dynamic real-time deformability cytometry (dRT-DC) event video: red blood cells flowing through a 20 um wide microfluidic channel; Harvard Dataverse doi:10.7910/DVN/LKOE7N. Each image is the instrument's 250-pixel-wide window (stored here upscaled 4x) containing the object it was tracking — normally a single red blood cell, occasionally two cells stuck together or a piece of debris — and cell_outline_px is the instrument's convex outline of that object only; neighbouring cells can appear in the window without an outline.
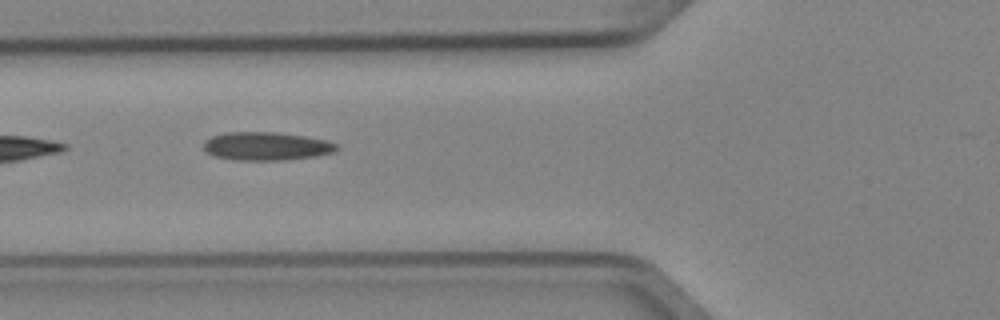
{"species": "Egyptian fruit bat (a non-hibernating species)", "species_latin": "Rousettus aegyptiacus", "temperature_condition": "cold", "stored_images_in_passage": 4, "camera_frame_rate_fps": 3000, "um_per_image_px": 0.085, "animal": {"sex": "female"}, "frame": {"image": 1, "passage_image": 2, "time_ms": 0.333, "image_size_px": [1000, 320], "cell_outline_px": [[340, 148], [332, 152], [316, 156], [284, 160], [236, 160], [216, 156], [208, 152], [204, 148], [204, 140], [212, 136], [228, 132], [276, 132], [304, 136], [328, 140], [336, 144]], "centroid_in_image_um": [22.66, 12.42], "position_along_channel_um": 103.1, "area_um2": 21.85}}
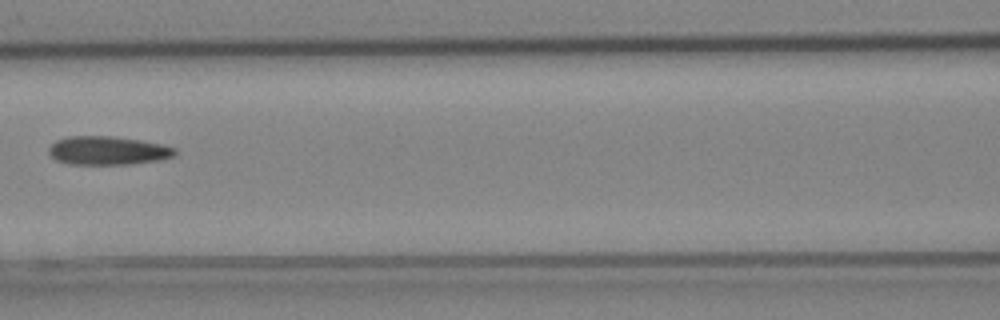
{"frame": {"image": 2, "passage_image": 3, "time_ms": 0.667, "image_size_px": [1000, 320], "cell_outline_px": [[176, 156], [160, 160], [128, 164], [72, 164], [56, 160], [48, 152], [48, 148], [56, 140], [68, 136], [112, 136], [140, 140], [164, 144], [176, 148]], "centroid_in_image_um": [9.19, 12.79], "position_along_channel_um": 157.4, "area_um2": 21.1}}